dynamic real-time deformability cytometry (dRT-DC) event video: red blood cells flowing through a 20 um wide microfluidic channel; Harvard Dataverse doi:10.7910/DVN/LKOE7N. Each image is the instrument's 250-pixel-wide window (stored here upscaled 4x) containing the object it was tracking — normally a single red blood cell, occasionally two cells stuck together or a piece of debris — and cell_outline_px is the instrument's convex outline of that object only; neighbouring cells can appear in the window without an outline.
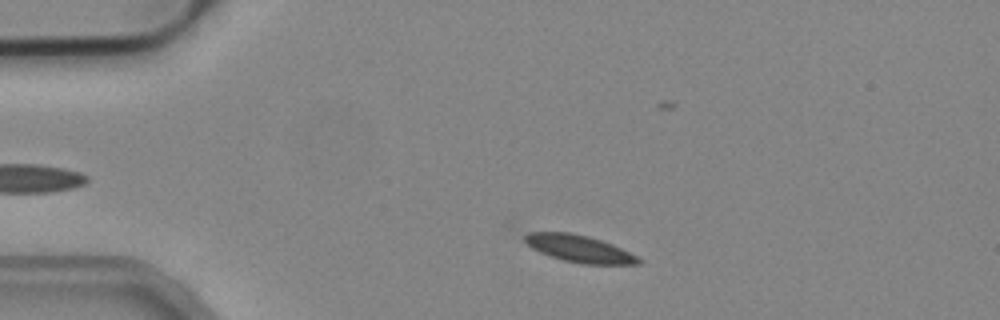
{"species": "common noctule bat (a hibernating species)", "species_latin": "Nyctalus noctula", "temperature_condition": "cold", "stored_images_in_passage": 45, "camera_frame_rate_fps": 3000, "um_per_image_px": 0.085, "animal": {"sex": "male", "body_mass_g": 19.2, "forearm_length_mm": 51.8}, "frame": {"image": 1, "passage_image": 6, "time_ms": 1.667, "image_size_px": [1000, 320], "cell_outline_px": [[644, 260], [640, 264], [584, 264], [564, 260], [540, 252], [532, 248], [524, 240], [524, 236], [528, 232], [572, 232], [588, 236], [612, 244]], "centroid_in_image_um": [49.24, 21.13], "position_along_channel_um": 35.8, "area_um2": 17.74}}
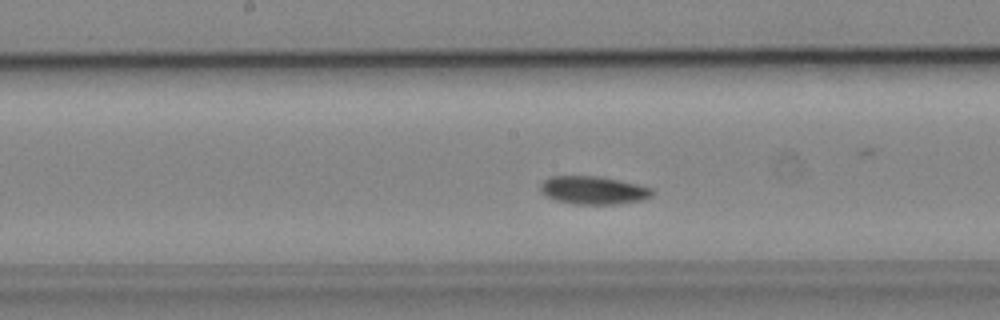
{"frame": {"image": 2, "passage_image": 22, "time_ms": 7.0, "image_size_px": [1000, 320], "cell_outline_px": [[652, 196], [644, 200], [616, 204], [572, 204], [556, 200], [544, 196], [540, 192], [540, 184], [544, 180], [552, 176], [600, 176], [620, 180], [652, 188]], "centroid_in_image_um": [50.41, 16.17], "position_along_channel_um": 197.8, "area_um2": 18.44}}
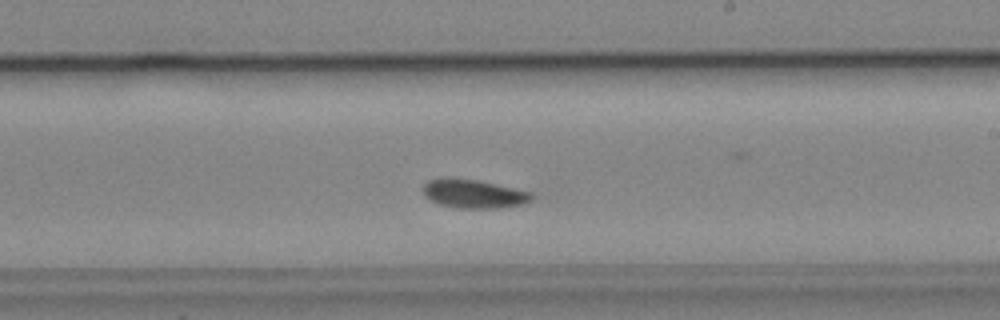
{"frame": {"image": 3, "passage_image": 26, "time_ms": 8.333, "image_size_px": [1000, 320], "cell_outline_px": [[536, 196], [532, 200], [524, 204], [496, 208], [456, 208], [440, 204], [424, 196], [420, 188], [428, 180], [444, 176], [480, 180], [532, 192]], "centroid_in_image_um": [40.25, 16.45], "position_along_channel_um": 248.8, "area_um2": 18.67}, "authors_computed_cell_mechanics": {"area_um2": 17.8602, "velocity_mm_per_s": 3.8381, "shape_relaxation_time_tau1_ms": 4.1262, "shape_relaxation_time_tau2_ms": null, "deformation_change_tau1": 0.0691, "deformation_change_tau2": null}}